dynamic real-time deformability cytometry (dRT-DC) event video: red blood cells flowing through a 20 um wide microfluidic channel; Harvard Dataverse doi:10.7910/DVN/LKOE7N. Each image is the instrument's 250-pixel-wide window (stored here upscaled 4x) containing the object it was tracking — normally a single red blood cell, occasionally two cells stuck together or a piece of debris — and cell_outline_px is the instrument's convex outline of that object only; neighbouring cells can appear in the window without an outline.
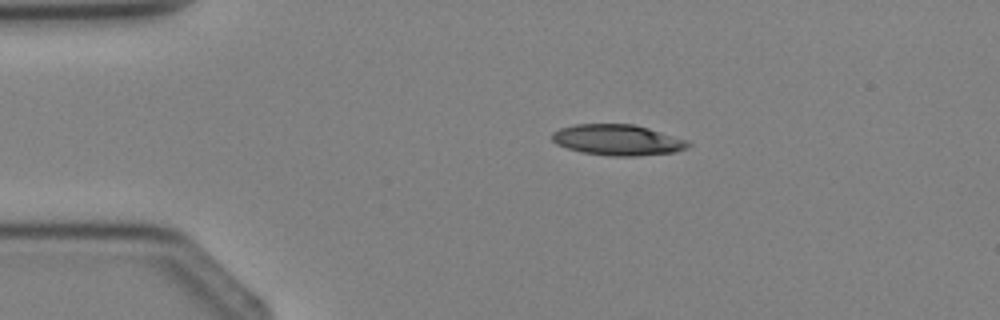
{"species": "Egyptian fruit bat (a non-hibernating species)", "species_latin": "Rousettus aegyptiacus", "temperature_condition": "cold", "stored_images_in_passage": 3, "camera_frame_rate_fps": 3000, "um_per_image_px": 0.085, "animal": {"sex": "female"}, "frame": {"image": 1, "passage_image": 1, "time_ms": 0.0, "image_size_px": [1000, 320], "cell_outline_px": [[692, 144], [688, 148], [676, 152], [636, 156], [608, 156], [580, 152], [556, 144], [552, 140], [552, 132], [560, 128], [576, 124], [632, 124], [648, 128], [688, 140]], "centroid_in_image_um": [52.51, 11.9], "position_along_channel_um": 32.5, "area_um2": 24.57}}
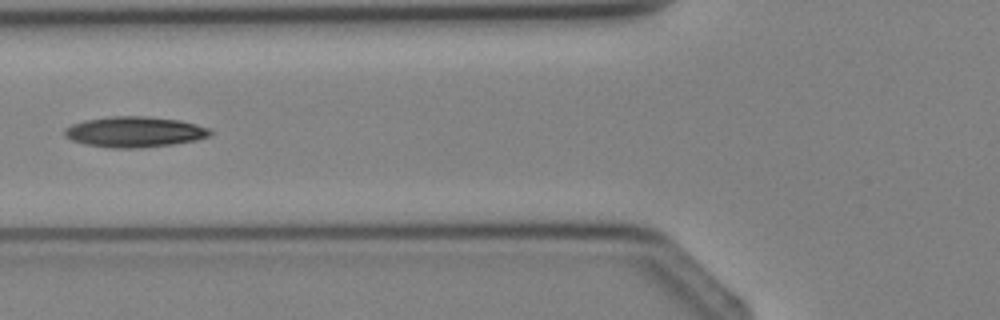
{"frame": {"image": 2, "passage_image": 3, "time_ms": 2.333, "image_size_px": [1000, 320], "cell_outline_px": [[212, 136], [196, 140], [172, 144], [136, 148], [108, 148], [84, 144], [72, 140], [64, 136], [64, 128], [72, 124], [84, 120], [112, 116], [144, 116], [180, 120], [212, 128]], "centroid_in_image_um": [11.45, 11.21], "position_along_channel_um": 114.4, "area_um2": 26.18}}